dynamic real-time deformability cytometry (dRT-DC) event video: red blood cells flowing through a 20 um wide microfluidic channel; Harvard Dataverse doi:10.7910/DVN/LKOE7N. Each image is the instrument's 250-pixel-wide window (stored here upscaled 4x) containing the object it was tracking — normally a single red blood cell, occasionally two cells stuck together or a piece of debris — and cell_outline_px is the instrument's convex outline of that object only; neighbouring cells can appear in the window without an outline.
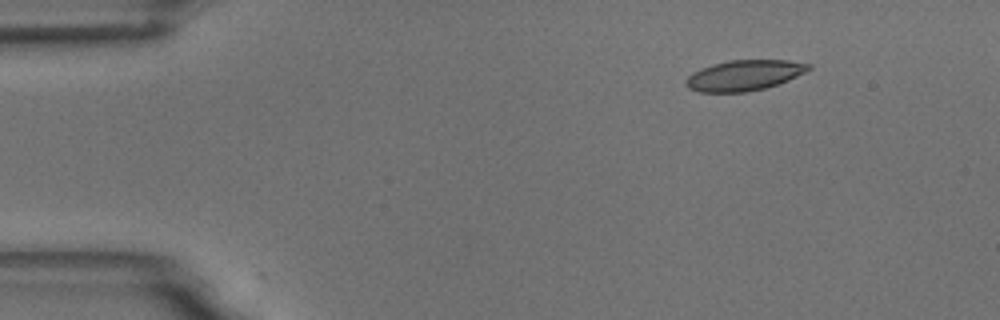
{"species": "common noctule bat (a hibernating species)", "species_latin": "Nyctalus noctula", "temperature_condition": "room temperature", "stored_images_in_passage": 49, "camera_frame_rate_fps": 3000, "um_per_image_px": 0.085, "animal": {"sex": "male", "body_mass_g": 18.8}, "frame": {"image": 1, "passage_image": 1, "time_ms": 0.0, "image_size_px": [1000, 320], "cell_outline_px": [[812, 68], [788, 80], [764, 88], [744, 92], [700, 92], [688, 88], [684, 84], [684, 80], [692, 72], [700, 68], [712, 64], [728, 60], [788, 60], [812, 64]], "centroid_in_image_um": [63.21, 6.39], "position_along_channel_um": 21.8, "area_um2": 21.85}}
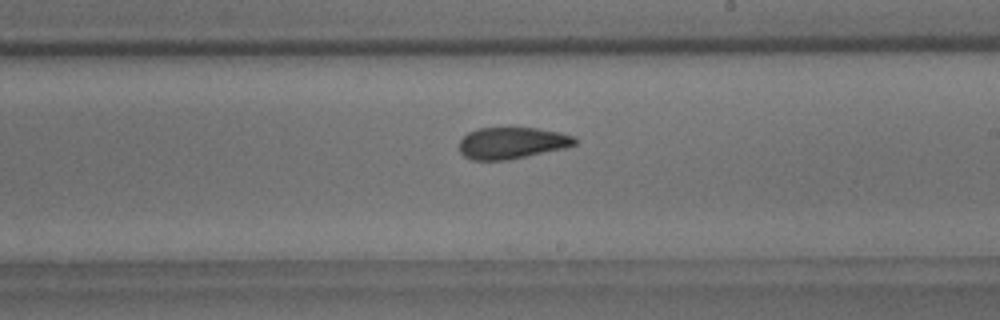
{"frame": {"image": 2, "passage_image": 26, "time_ms": 8.333, "image_size_px": [1000, 320], "cell_outline_px": [[576, 144], [564, 148], [508, 160], [472, 160], [464, 156], [460, 152], [460, 140], [468, 132], [480, 128], [536, 128], [560, 132], [576, 136]], "centroid_in_image_um": [43.52, 12.15], "position_along_channel_um": 245.5, "area_um2": 21.21}}
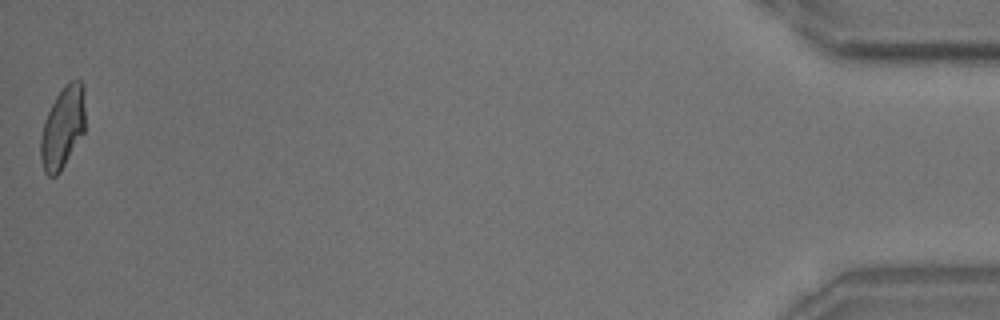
{"frame": {"image": 3, "passage_image": 49, "time_ms": 16.0, "image_size_px": [1000, 320], "cell_outline_px": [[84, 132], [60, 172], [56, 176], [48, 176], [44, 172], [40, 160], [40, 136], [44, 120], [56, 96], [72, 80], [80, 80], [84, 88]], "centroid_in_image_um": [5.31, 10.89], "position_along_channel_um": 429.9, "area_um2": 21.1}, "authors_computed_cell_mechanics": {"area_um2": 21.9062, "velocity_mm_per_s": 3.6428, "shape_relaxation_time_tau1_ms": 9.9964, "shape_relaxation_time_tau2_ms": 2.8463, "deformation_change_tau1": 0.1842, "deformation_change_tau2": 0.1048}}